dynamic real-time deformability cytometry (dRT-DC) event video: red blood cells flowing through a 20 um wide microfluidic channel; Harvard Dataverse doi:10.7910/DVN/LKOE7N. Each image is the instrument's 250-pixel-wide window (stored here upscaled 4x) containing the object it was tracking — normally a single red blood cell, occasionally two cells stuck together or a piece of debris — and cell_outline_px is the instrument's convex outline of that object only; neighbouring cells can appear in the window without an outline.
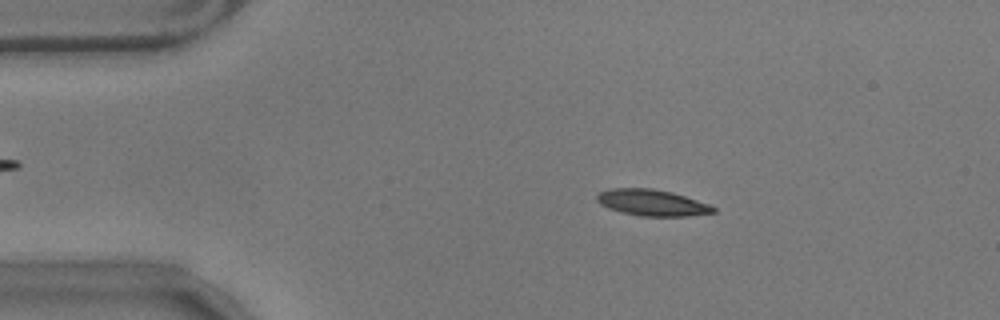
{"species": "common noctule bat (a hibernating species)", "species_latin": "Nyctalus noctula", "temperature_condition": "warm", "stored_images_in_passage": 56, "camera_frame_rate_fps": 3000, "um_per_image_px": 0.085, "animal": {"sex": "male", "body_mass_g": 17.9}, "frame": {"image": 1, "passage_image": 9, "time_ms": 2.667, "image_size_px": [1000, 320], "cell_outline_px": [[716, 212], [688, 216], [640, 216], [608, 208], [600, 204], [596, 200], [596, 196], [600, 192], [608, 188], [652, 188], [672, 192], [712, 204], [716, 208]], "centroid_in_image_um": [55.45, 17.22], "position_along_channel_um": 29.5, "area_um2": 17.98}}
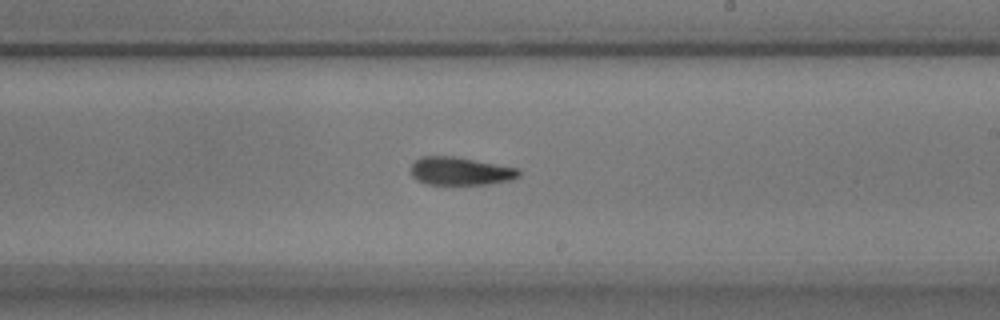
{"frame": {"image": 2, "passage_image": 32, "time_ms": 10.333, "image_size_px": [1000, 320], "cell_outline_px": [[520, 176], [512, 180], [488, 184], [428, 184], [416, 180], [412, 176], [412, 164], [420, 156], [452, 156], [520, 168]], "centroid_in_image_um": [39.16, 14.55], "position_along_channel_um": 249.8, "area_um2": 17.63}}
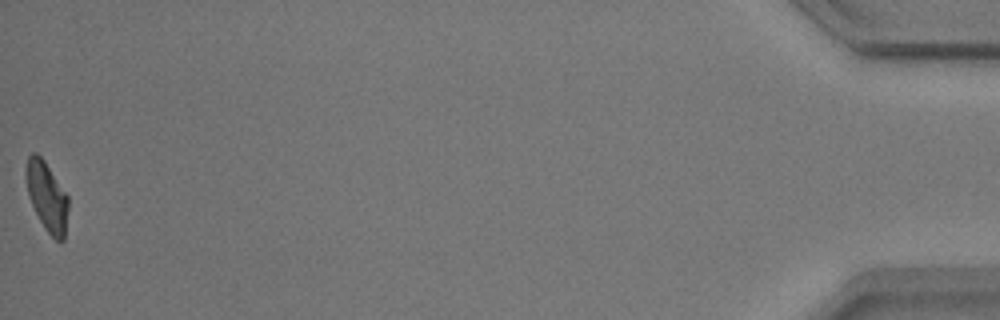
{"frame": {"image": 3, "passage_image": 56, "time_ms": 18.333, "image_size_px": [1000, 320], "cell_outline_px": [[68, 208], [64, 240], [56, 240], [44, 228], [28, 196], [24, 176], [24, 172], [28, 156], [32, 152], [36, 152], [44, 160], [68, 196]], "centroid_in_image_um": [3.96, 16.66], "position_along_channel_um": 431.2, "area_um2": 17.05}, "authors_computed_cell_mechanics": {"area_um2": 18.0047, "velocity_mm_per_s": 3.5181, "shape_relaxation_time_tau1_ms": 5.9397, "shape_relaxation_time_tau2_ms": 4.3962, "deformation_change_tau1": 0.1749, "deformation_change_tau2": 0.1228}}